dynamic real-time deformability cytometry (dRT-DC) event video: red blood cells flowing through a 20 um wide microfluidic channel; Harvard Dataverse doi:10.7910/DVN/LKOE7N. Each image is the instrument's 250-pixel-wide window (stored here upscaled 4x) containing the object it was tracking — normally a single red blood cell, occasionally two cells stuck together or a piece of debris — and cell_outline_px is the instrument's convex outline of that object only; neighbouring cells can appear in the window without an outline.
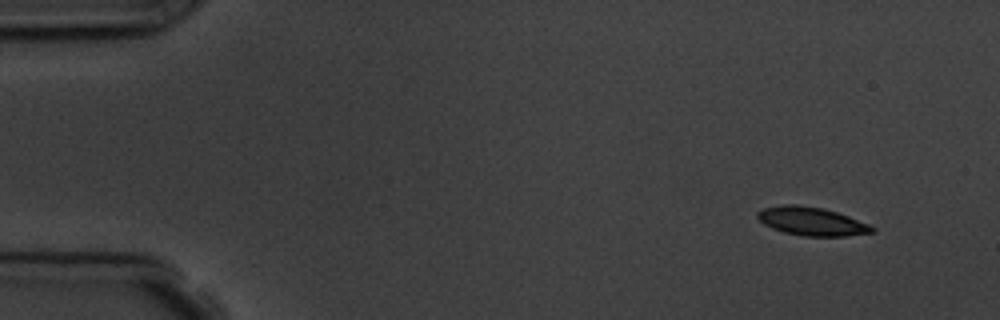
{"species": "common noctule bat (a hibernating species)", "species_latin": "Nyctalus noctula", "temperature_condition": "room temperature", "stored_images_in_passage": 5, "camera_frame_rate_fps": 3000, "um_per_image_px": 0.085, "animal": {"sex": "male", "body_mass_g": 19.5, "forearm_length_mm": 54.6}, "frame": {"image": 1, "passage_image": 1, "time_ms": 0.0, "image_size_px": [1000, 320], "cell_outline_px": [[876, 232], [844, 236], [804, 236], [784, 232], [772, 228], [764, 224], [756, 216], [756, 212], [764, 208], [784, 204], [796, 204], [824, 208], [848, 216], [868, 224], [876, 228]], "centroid_in_image_um": [68.99, 18.81], "position_along_channel_um": 16.0, "area_um2": 18.96}}
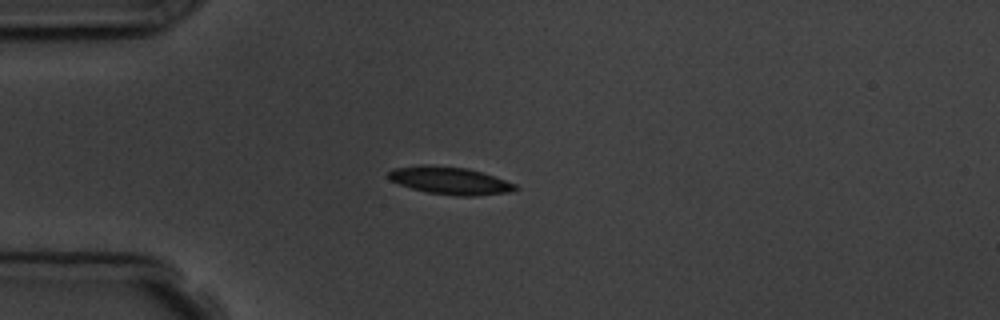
{"frame": {"image": 2, "passage_image": 4, "time_ms": 3.333, "image_size_px": [1000, 320], "cell_outline_px": [[520, 188], [508, 192], [476, 196], [456, 196], [428, 192], [412, 188], [388, 180], [388, 172], [392, 168], [420, 164], [424, 164], [468, 168], [516, 184]], "centroid_in_image_um": [38.2, 15.34], "position_along_channel_um": 46.8, "area_um2": 20.35}}
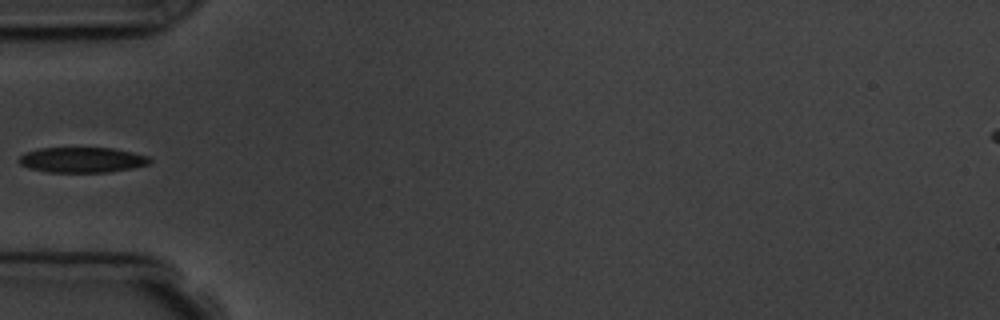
{"frame": {"image": 3, "passage_image": 5, "time_ms": 4.667, "image_size_px": [1000, 320], "cell_outline_px": [[152, 160], [148, 164], [132, 168], [108, 172], [48, 172], [28, 168], [20, 164], [16, 160], [24, 152], [40, 148], [112, 148], [132, 152], [148, 156]], "centroid_in_image_um": [6.94, 13.59], "position_along_channel_um": 78.1, "area_um2": 19.36}}